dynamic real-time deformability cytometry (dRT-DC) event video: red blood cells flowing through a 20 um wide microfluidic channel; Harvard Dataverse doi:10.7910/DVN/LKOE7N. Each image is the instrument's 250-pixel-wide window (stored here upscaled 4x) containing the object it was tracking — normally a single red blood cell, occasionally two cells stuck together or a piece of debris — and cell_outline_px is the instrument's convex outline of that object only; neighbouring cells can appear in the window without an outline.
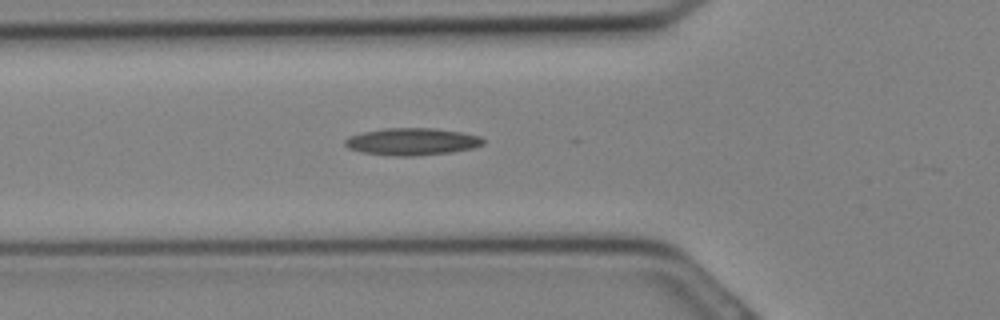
{"species": "Egyptian fruit bat (a non-hibernating species)", "species_latin": "Rousettus aegyptiacus", "temperature_condition": "cold", "stored_images_in_passage": 7, "camera_frame_rate_fps": 3000, "um_per_image_px": 0.085, "animal": {"sex": "female"}, "frame": {"image": 1, "passage_image": 2, "time_ms": 0.333, "image_size_px": [1000, 320], "cell_outline_px": [[484, 144], [472, 148], [452, 152], [412, 156], [400, 156], [364, 152], [348, 148], [344, 144], [344, 140], [348, 136], [364, 132], [384, 128], [432, 128], [460, 132], [480, 136], [484, 140]], "centroid_in_image_um": [35.02, 12.03], "position_along_channel_um": 90.8, "area_um2": 21.68}}
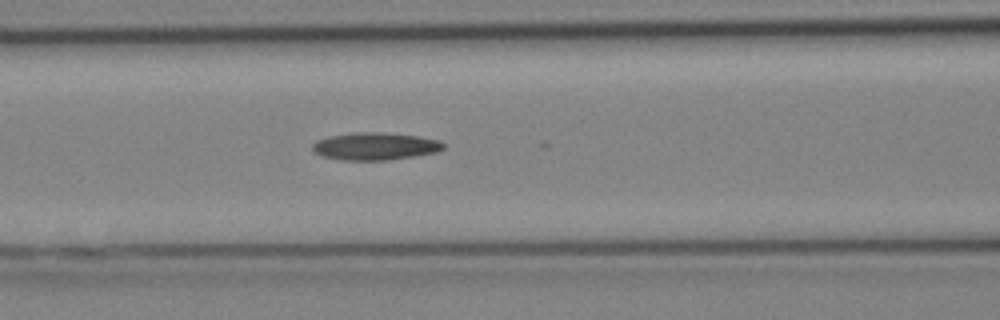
{"frame": {"image": 2, "passage_image": 4, "time_ms": 1.0, "image_size_px": [1000, 320], "cell_outline_px": [[444, 148], [436, 152], [412, 156], [384, 160], [344, 160], [324, 156], [316, 152], [312, 148], [312, 144], [316, 140], [328, 136], [356, 132], [384, 132], [416, 136], [440, 140], [444, 144]], "centroid_in_image_um": [31.87, 12.42], "position_along_channel_um": 134.7, "area_um2": 20.75}}
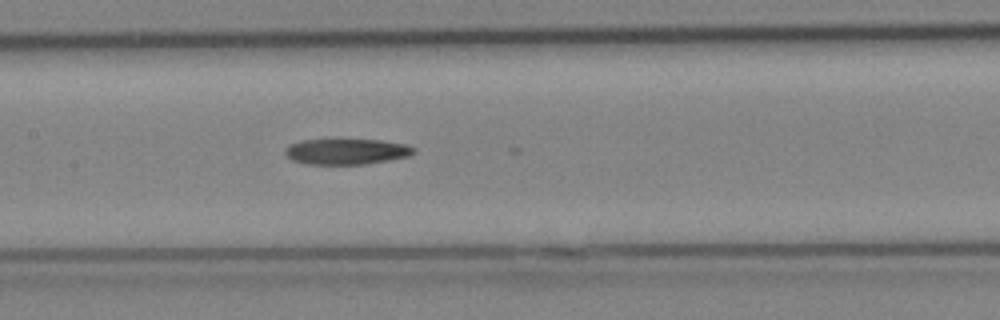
{"frame": {"image": 3, "passage_image": 6, "time_ms": 1.667, "image_size_px": [1000, 320], "cell_outline_px": [[416, 152], [408, 156], [388, 160], [364, 164], [304, 164], [292, 160], [284, 152], [284, 148], [292, 144], [304, 140], [380, 140], [404, 144], [416, 148]], "centroid_in_image_um": [29.45, 12.89], "position_along_channel_um": 177.9, "area_um2": 19.07}}